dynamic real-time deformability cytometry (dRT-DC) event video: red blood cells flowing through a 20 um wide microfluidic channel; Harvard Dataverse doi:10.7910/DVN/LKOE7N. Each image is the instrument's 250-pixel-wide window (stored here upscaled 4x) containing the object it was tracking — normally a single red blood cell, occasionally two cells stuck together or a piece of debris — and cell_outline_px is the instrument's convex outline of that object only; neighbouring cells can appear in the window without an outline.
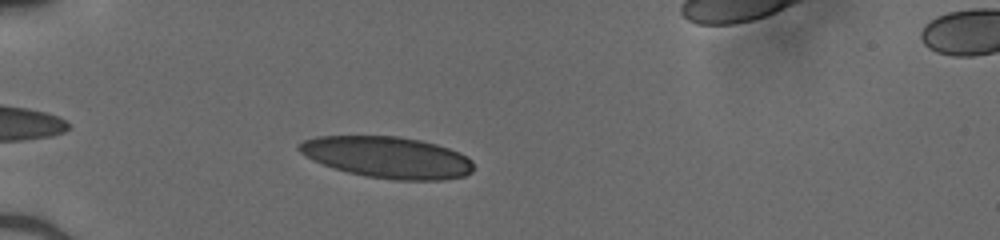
{"species": "human", "species_latin": "Homo sapiens", "temperature_condition": "cold", "stored_images_in_passage": 8, "camera_frame_rate_fps": 3000, "um_per_image_px": 0.085, "donor": {"sex": "male"}, "frame": {"image": 1, "passage_image": 2, "time_ms": 0.333, "image_size_px": [1000, 240], "cell_outline_px": [[472, 172], [464, 176], [444, 180], [396, 180], [364, 176], [348, 172], [312, 160], [300, 152], [296, 148], [296, 144], [304, 140], [316, 136], [396, 136], [420, 140], [436, 144], [460, 152], [472, 160]], "centroid_in_image_um": [32.92, 13.37], "position_along_channel_um": 52.1, "area_um2": 42.19}}
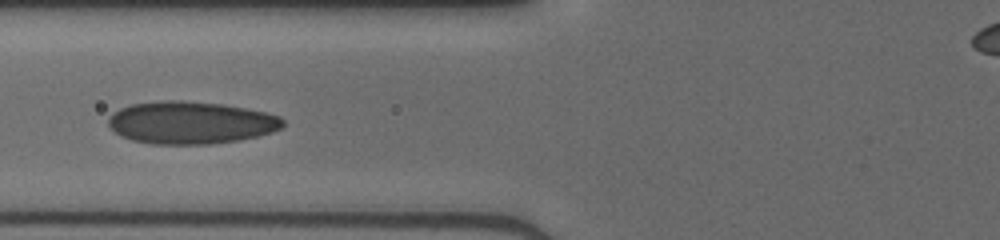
{"frame": {"image": 2, "passage_image": 5, "time_ms": 1.333, "image_size_px": [1000, 240], "cell_outline_px": [[284, 124], [280, 128], [272, 132], [240, 140], [212, 144], [152, 144], [132, 140], [120, 136], [108, 124], [108, 120], [112, 112], [120, 108], [132, 104], [172, 100], [180, 100], [224, 104], [264, 112], [280, 116], [284, 120]], "centroid_in_image_um": [16.21, 10.43], "position_along_channel_um": 109.6, "area_um2": 43.12}}
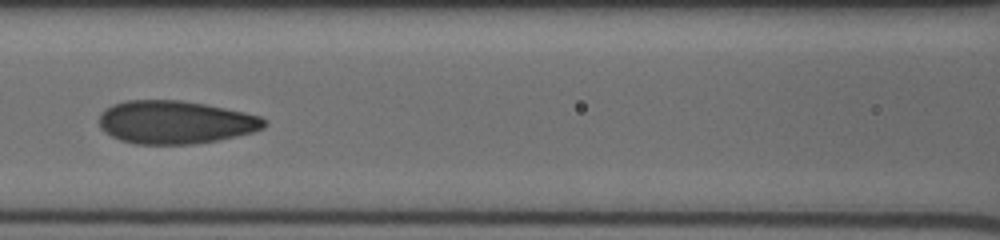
{"frame": {"image": 3, "passage_image": 7, "time_ms": 2.0, "image_size_px": [1000, 240], "cell_outline_px": [[268, 124], [264, 128], [252, 132], [236, 136], [216, 140], [192, 144], [136, 144], [120, 140], [104, 132], [100, 128], [100, 112], [104, 108], [112, 104], [124, 100], [180, 100], [204, 104], [244, 112], [260, 116], [268, 120]], "centroid_in_image_um": [14.88, 10.38], "position_along_channel_um": 151.7, "area_um2": 41.62}}